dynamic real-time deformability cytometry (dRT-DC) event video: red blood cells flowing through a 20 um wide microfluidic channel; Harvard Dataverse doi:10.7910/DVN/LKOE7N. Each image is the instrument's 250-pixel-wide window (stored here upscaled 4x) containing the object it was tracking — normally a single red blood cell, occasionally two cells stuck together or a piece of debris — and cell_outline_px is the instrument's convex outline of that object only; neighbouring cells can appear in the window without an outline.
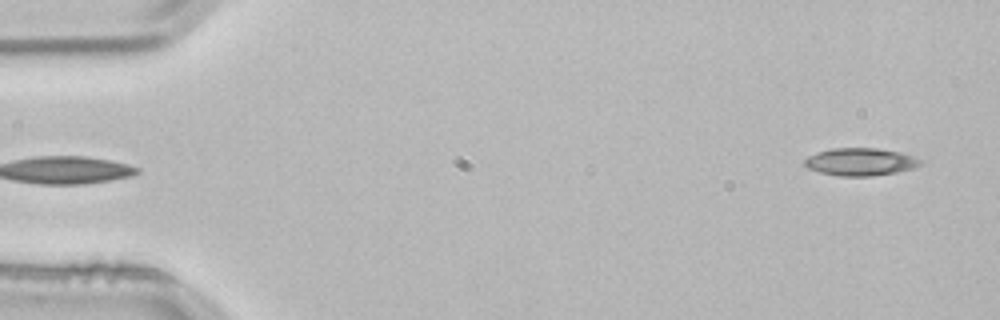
{"species": "common noctule bat (a hibernating species)", "species_latin": "Nyctalus noctula", "temperature_condition": "room temperature", "stored_images_in_passage": 49, "camera_frame_rate_fps": 3000, "um_per_image_px": 0.085, "animal": {"sex": "male", "body_mass_g": 21.5, "forearm_length_mm": 52.0}, "frame": {"image": 1, "passage_image": 1, "time_ms": 0.0, "image_size_px": [1000, 320], "cell_outline_px": [[924, 164], [912, 168], [896, 172], [872, 176], [840, 176], [820, 172], [808, 168], [804, 164], [804, 160], [808, 156], [816, 152], [832, 148], [876, 148], [900, 152], [924, 160]], "centroid_in_image_um": [73.15, 13.75], "position_along_channel_um": 11.9, "area_um2": 18.67}}
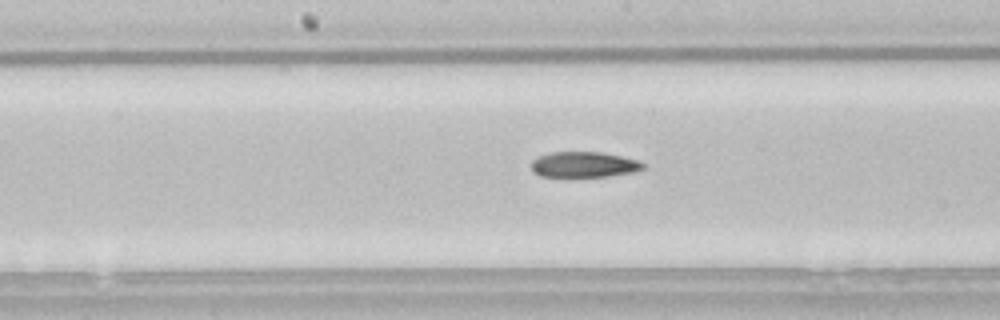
{"frame": {"image": 2, "passage_image": 25, "time_ms": 8.0, "image_size_px": [1000, 320], "cell_outline_px": [[644, 168], [632, 172], [604, 176], [540, 176], [532, 172], [532, 160], [540, 156], [552, 152], [600, 152], [620, 156], [636, 160], [644, 164]], "centroid_in_image_um": [49.59, 13.98], "position_along_channel_um": 198.6, "area_um2": 16.3}}
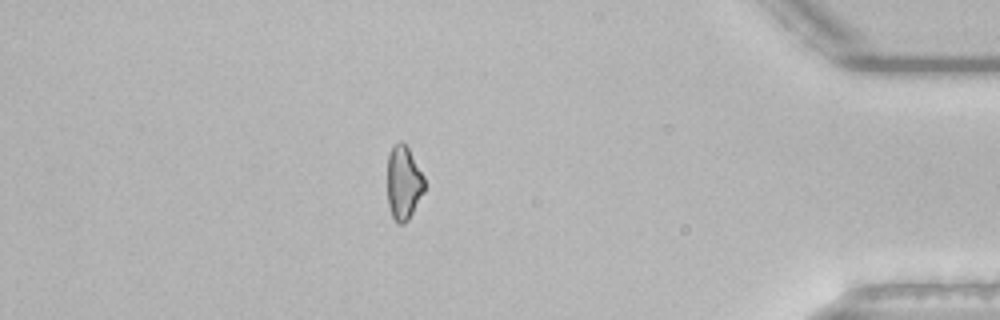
{"frame": {"image": 3, "passage_image": 44, "time_ms": 14.333, "image_size_px": [1000, 320], "cell_outline_px": [[428, 184], [424, 192], [408, 220], [404, 224], [396, 224], [392, 216], [388, 204], [388, 152], [392, 144], [400, 140], [408, 148], [424, 176]], "centroid_in_image_um": [34.32, 15.53], "position_along_channel_um": 400.9, "area_um2": 16.3}, "authors_computed_cell_mechanics": {"area_um2": 17.34, "velocity_mm_per_s": 3.8546, "shape_relaxation_time_tau1_ms": 10.2139, "shape_relaxation_time_tau2_ms": null, "deformation_change_tau1": 0.2139, "deformation_change_tau2": null}}